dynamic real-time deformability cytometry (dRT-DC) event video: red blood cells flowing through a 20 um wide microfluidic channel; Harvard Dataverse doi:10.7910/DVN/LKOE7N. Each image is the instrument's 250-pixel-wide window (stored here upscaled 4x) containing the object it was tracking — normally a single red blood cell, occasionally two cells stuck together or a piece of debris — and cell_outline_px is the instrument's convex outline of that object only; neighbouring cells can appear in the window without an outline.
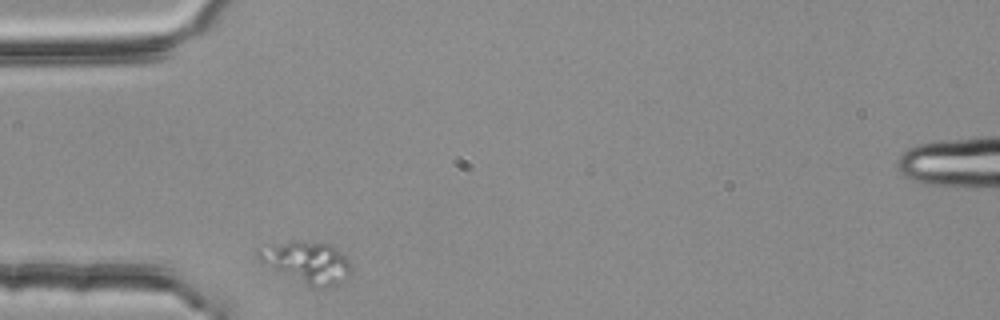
{"species": "common noctule bat (a hibernating species)", "species_latin": "Nyctalus noctula", "temperature_condition": "room temperature", "stored_images_in_passage": 1, "camera_frame_rate_fps": 3000, "um_per_image_px": 0.085, "animal": {"sex": "female", "body_mass_g": 25.1}, "frame": {"image": 1, "passage_image": 1, "time_ms": 0.0, "image_size_px": [1000, 320], "cell_outline_px": [[352, 272], [340, 284], [320, 288], [312, 288], [260, 264], [256, 256], [256, 252], [268, 244], [292, 240], [300, 240], [332, 244], [348, 260], [352, 268]], "centroid_in_image_um": [26.05, 22.3], "position_along_channel_um": 58.9, "area_um2": 23.24}}